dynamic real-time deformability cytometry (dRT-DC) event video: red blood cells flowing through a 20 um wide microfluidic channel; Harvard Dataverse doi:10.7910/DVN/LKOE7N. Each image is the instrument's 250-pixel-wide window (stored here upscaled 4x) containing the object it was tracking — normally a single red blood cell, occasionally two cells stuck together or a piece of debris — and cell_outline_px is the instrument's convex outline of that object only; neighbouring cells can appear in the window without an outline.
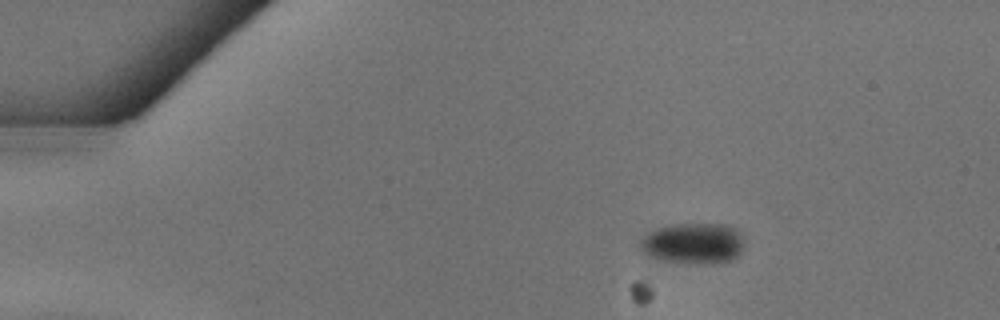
{"species": "common noctule bat (a hibernating species)", "species_latin": "Nyctalus noctula", "temperature_condition": "warm", "stored_images_in_passage": 3, "camera_frame_rate_fps": 3000, "um_per_image_px": 0.085, "animal": {"sex": "female"}, "frame": {"image": 1, "passage_image": 3, "time_ms": 0.667, "image_size_px": [1000, 320], "cell_outline_px": [[744, 244], [740, 252], [732, 260], [704, 264], [664, 260], [648, 256], [640, 248], [640, 236], [656, 228], [672, 224], [728, 224], [740, 228], [744, 240]], "centroid_in_image_um": [58.95, 20.65], "position_along_channel_um": 26.1, "area_um2": 25.14}}